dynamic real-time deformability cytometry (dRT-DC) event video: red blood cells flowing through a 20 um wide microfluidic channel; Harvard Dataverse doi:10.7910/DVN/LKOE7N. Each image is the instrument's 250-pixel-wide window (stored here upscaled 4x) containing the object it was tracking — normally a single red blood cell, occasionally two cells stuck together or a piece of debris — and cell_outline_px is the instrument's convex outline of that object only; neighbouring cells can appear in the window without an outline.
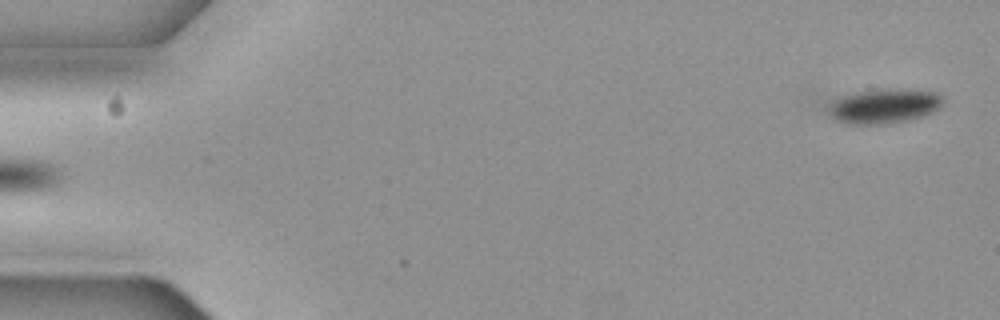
{"species": "common noctule bat (a hibernating species)", "species_latin": "Nyctalus noctula", "temperature_condition": "cold", "stored_images_in_passage": 2, "camera_frame_rate_fps": 3000, "um_per_image_px": 0.085, "animal": {"sex": "female", "body_mass_g": 19.3, "forearm_length_mm": 54.1}, "frame": {"image": 1, "passage_image": 2, "time_ms": 0.333, "image_size_px": [1000, 320], "cell_outline_px": [[944, 100], [936, 108], [920, 116], [904, 120], [880, 124], [852, 124], [836, 120], [824, 112], [816, 104], [812, 96], [812, 88], [888, 88], [936, 92]], "centroid_in_image_um": [74.35, 8.85], "position_along_channel_um": 10.7, "area_um2": 27.05}}